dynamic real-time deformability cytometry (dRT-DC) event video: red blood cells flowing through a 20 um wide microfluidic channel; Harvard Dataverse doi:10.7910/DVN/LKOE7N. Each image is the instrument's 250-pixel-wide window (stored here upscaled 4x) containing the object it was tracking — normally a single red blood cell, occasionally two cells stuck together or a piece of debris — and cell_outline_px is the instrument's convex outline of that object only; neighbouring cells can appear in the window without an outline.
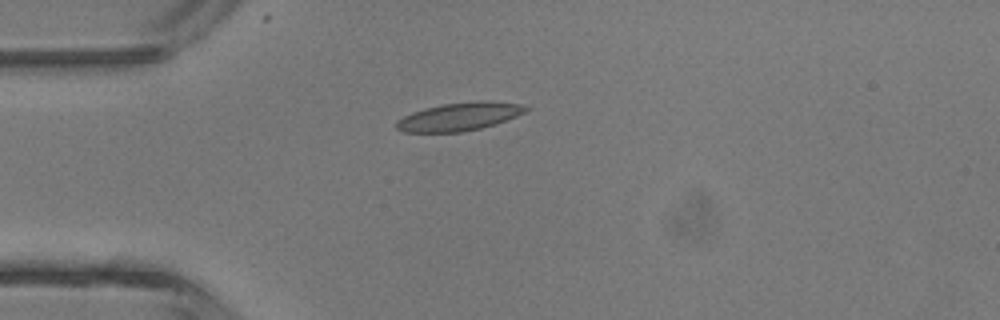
{"species": "common noctule bat (a hibernating species)", "species_latin": "Nyctalus noctula", "temperature_condition": "room temperature", "stored_images_in_passage": 5, "camera_frame_rate_fps": 3000, "um_per_image_px": 0.085, "animal": {"sex": "male", "body_mass_g": 13.3}, "frame": {"image": 1, "passage_image": 4, "time_ms": 1.0, "image_size_px": [1000, 320], "cell_outline_px": [[532, 108], [516, 116], [496, 124], [480, 128], [460, 132], [404, 132], [396, 128], [396, 120], [412, 112], [424, 108], [444, 104], [480, 100], [484, 100], [520, 104]], "centroid_in_image_um": [39.04, 9.91], "position_along_channel_um": 46.0, "area_um2": 21.15}}